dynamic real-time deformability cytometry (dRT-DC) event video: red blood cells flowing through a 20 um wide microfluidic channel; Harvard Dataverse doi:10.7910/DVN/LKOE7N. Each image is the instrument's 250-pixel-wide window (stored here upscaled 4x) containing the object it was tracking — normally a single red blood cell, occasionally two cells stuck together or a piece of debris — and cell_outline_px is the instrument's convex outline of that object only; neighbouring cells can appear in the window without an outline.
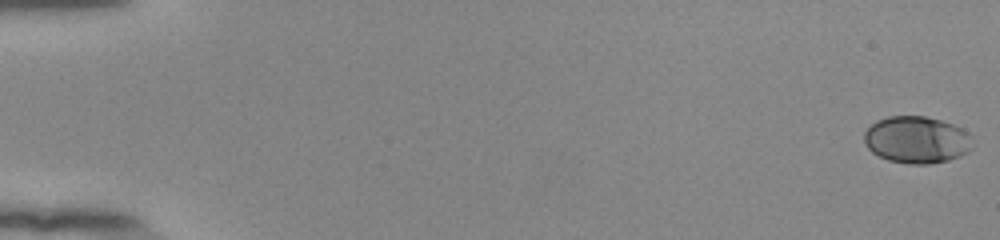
{"species": "human", "species_latin": "Homo sapiens", "temperature_condition": "room temperature", "stored_images_in_passage": 55, "camera_frame_rate_fps": 3000, "um_per_image_px": 0.085, "donor": {"sex": "female"}, "frame": {"image": 1, "passage_image": 1, "time_ms": 0.0, "image_size_px": [1000, 240], "cell_outline_px": [[972, 148], [968, 152], [960, 156], [948, 160], [928, 164], [908, 164], [888, 160], [872, 152], [868, 148], [864, 140], [864, 132], [876, 120], [888, 116], [924, 116], [940, 120], [964, 128], [972, 136]], "centroid_in_image_um": [77.94, 11.88], "position_along_channel_um": 7.1, "area_um2": 29.88}}
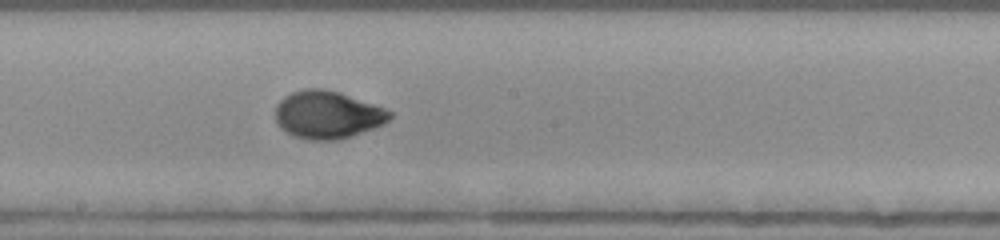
{"frame": {"image": 2, "passage_image": 32, "time_ms": 10.333, "image_size_px": [1000, 240], "cell_outline_px": [[392, 116], [384, 124], [336, 140], [312, 140], [296, 136], [280, 128], [276, 120], [276, 104], [284, 96], [292, 92], [304, 88], [324, 88], [340, 92], [384, 108], [392, 112]], "centroid_in_image_um": [27.81, 9.73], "position_along_channel_um": 220.4, "area_um2": 31.5}}
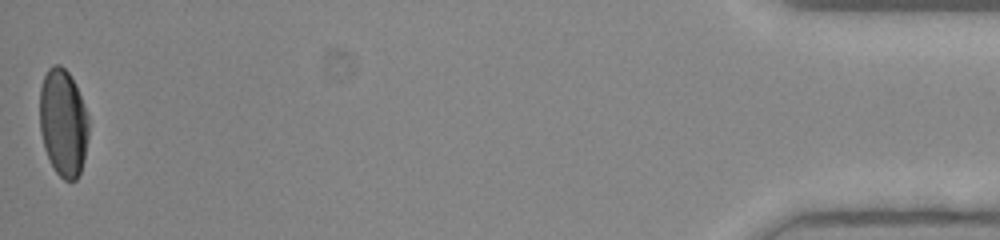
{"frame": {"image": 3, "passage_image": 55, "time_ms": 18.0, "image_size_px": [1000, 240], "cell_outline_px": [[88, 136], [84, 160], [80, 172], [76, 180], [64, 180], [56, 172], [44, 148], [40, 132], [40, 88], [44, 76], [48, 68], [52, 64], [60, 64], [68, 72], [80, 96], [88, 116]], "centroid_in_image_um": [5.36, 10.43], "position_along_channel_um": 429.8, "area_um2": 30.46}, "authors_computed_cell_mechanics": {"area_um2": 30.5184, "velocity_mm_per_s": 3.8825, "shape_relaxation_time_tau1_ms": 3.4406, "shape_relaxation_time_tau2_ms": 0.7433, "deformation_change_tau1": 0.1722, "deformation_change_tau2": 0.0386}}